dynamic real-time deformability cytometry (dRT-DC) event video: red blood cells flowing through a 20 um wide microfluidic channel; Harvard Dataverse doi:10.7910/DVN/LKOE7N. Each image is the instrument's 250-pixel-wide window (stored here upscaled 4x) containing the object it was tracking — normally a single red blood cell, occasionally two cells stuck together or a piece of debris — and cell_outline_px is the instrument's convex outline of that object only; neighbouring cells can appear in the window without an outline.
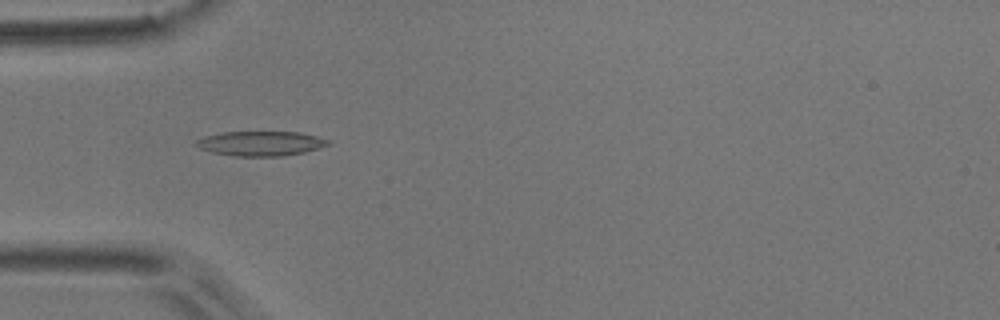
{"species": "common noctule bat (a hibernating species)", "species_latin": "Nyctalus noctula", "temperature_condition": "room temperature", "stored_images_in_passage": 2, "camera_frame_rate_fps": 3000, "um_per_image_px": 0.085, "animal": {"sex": "male", "body_mass_g": 17.9}, "frame": {"image": 1, "passage_image": 1, "time_ms": 0.0, "image_size_px": [1000, 320], "cell_outline_px": [[332, 144], [304, 152], [284, 156], [236, 156], [212, 152], [200, 148], [196, 144], [196, 140], [204, 136], [224, 132], [300, 132], [332, 140]], "centroid_in_image_um": [22.21, 12.19], "position_along_channel_um": 62.8, "area_um2": 18.96}}
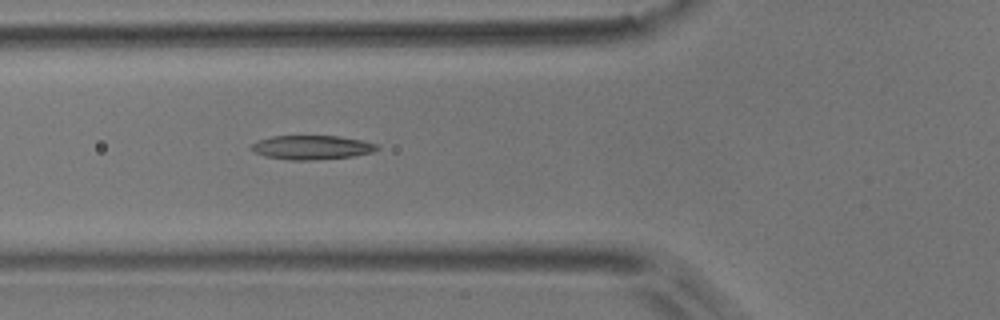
{"frame": {"image": 2, "passage_image": 2, "time_ms": 0.333, "image_size_px": [1000, 320], "cell_outline_px": [[380, 148], [372, 152], [352, 156], [312, 160], [288, 160], [264, 156], [256, 152], [252, 148], [252, 144], [256, 140], [272, 136], [340, 136], [364, 140], [376, 144]], "centroid_in_image_um": [26.51, 12.52], "position_along_channel_um": 99.3, "area_um2": 17.63}}